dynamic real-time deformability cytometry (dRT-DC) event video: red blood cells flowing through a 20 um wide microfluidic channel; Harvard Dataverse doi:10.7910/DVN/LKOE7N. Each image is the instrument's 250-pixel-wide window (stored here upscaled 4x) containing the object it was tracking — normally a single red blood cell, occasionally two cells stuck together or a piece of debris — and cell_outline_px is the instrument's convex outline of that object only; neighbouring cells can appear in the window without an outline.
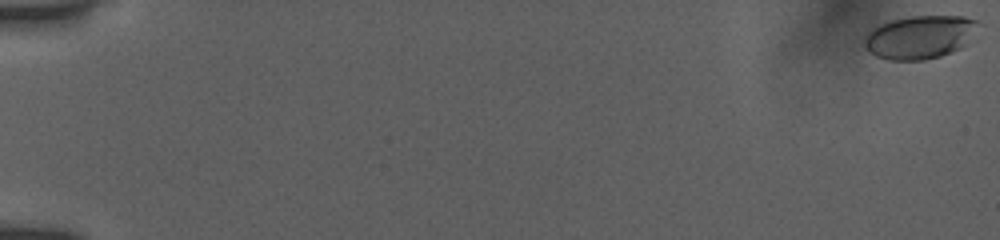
{"species": "human", "species_latin": "Homo sapiens", "temperature_condition": "room temperature", "stored_images_in_passage": 56, "camera_frame_rate_fps": 3000, "um_per_image_px": 0.085, "donor": {"sex": "female"}, "frame": {"image": 1, "passage_image": 1, "time_ms": 0.0, "image_size_px": [1000, 240], "cell_outline_px": [[980, 24], [976, 40], [952, 52], [940, 56], [924, 60], [888, 60], [876, 56], [868, 52], [864, 48], [864, 36], [872, 28], [880, 24], [892, 20], [908, 16], [964, 16], [976, 20]], "centroid_in_image_um": [78.25, 3.15], "position_along_channel_um": 6.8, "area_um2": 29.48}}
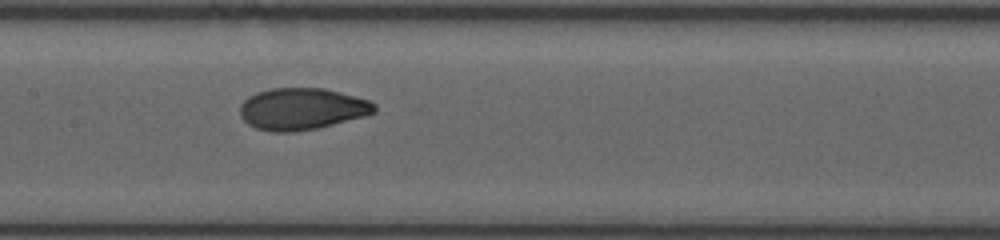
{"frame": {"image": 2, "passage_image": 30, "time_ms": 9.667, "image_size_px": [1000, 240], "cell_outline_px": [[376, 112], [364, 116], [316, 128], [296, 132], [272, 132], [256, 128], [248, 124], [240, 116], [240, 104], [248, 96], [256, 92], [272, 88], [324, 88], [340, 92], [368, 100], [376, 104]], "centroid_in_image_um": [25.63, 9.25], "position_along_channel_um": 181.8, "area_um2": 32.71}}
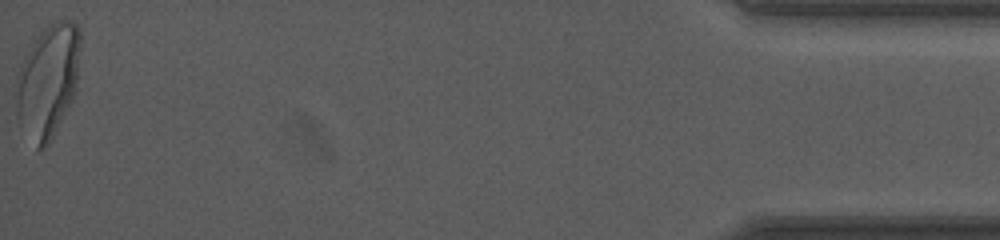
{"frame": {"image": 3, "passage_image": 56, "time_ms": 18.333, "image_size_px": [1000, 240], "cell_outline_px": [[80, 44], [76, 92], [72, 100], [48, 144], [44, 148], [36, 148], [20, 124], [16, 116], [16, 80], [20, 64], [32, 44], [40, 32], [44, 28], [60, 20], [72, 20], [80, 28]], "centroid_in_image_um": [4.07, 6.86], "position_along_channel_um": 431.1, "area_um2": 42.14}, "authors_computed_cell_mechanics": {"area_um2": 32.3391, "velocity_mm_per_s": 3.8729, "shape_relaxation_time_tau1_ms": 3.506, "shape_relaxation_time_tau2_ms": null, "deformation_change_tau1": 0.1574, "deformation_change_tau2": null}}